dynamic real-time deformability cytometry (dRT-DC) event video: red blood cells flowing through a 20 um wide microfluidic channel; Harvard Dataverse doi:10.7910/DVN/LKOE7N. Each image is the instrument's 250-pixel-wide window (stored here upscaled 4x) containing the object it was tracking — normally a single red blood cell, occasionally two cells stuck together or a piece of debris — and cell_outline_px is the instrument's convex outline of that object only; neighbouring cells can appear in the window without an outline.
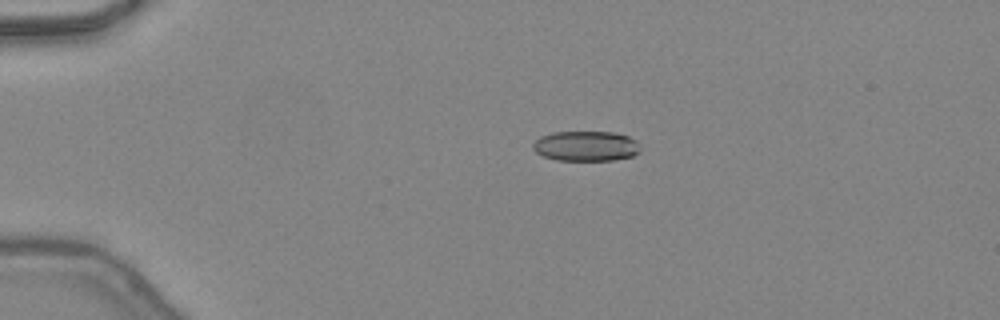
{"species": "common noctule bat (a hibernating species)", "species_latin": "Nyctalus noctula", "temperature_condition": "warm", "stored_images_in_passage": 41, "camera_frame_rate_fps": 3000, "um_per_image_px": 0.085, "animal": {"sex": "female", "body_mass_g": 24.6, "forearm_length_mm": 56.2}, "frame": {"image": 1, "passage_image": 5, "time_ms": 1.333, "image_size_px": [1000, 320], "cell_outline_px": [[640, 152], [632, 156], [612, 160], [556, 160], [544, 156], [536, 152], [532, 148], [532, 144], [540, 136], [552, 132], [612, 132], [628, 136], [636, 140], [640, 148]], "centroid_in_image_um": [49.8, 12.41], "position_along_channel_um": 35.2, "area_um2": 18.84}}
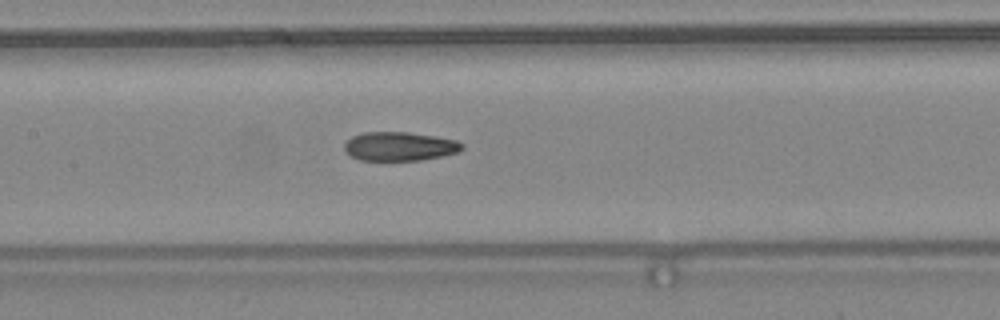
{"frame": {"image": 2, "passage_image": 18, "time_ms": 5.667, "image_size_px": [1000, 320], "cell_outline_px": [[464, 148], [456, 152], [440, 156], [420, 160], [360, 160], [352, 156], [344, 148], [344, 144], [352, 136], [364, 132], [408, 132], [436, 136], [456, 140], [464, 144]], "centroid_in_image_um": [33.97, 12.43], "position_along_channel_um": 173.4, "area_um2": 19.65}}
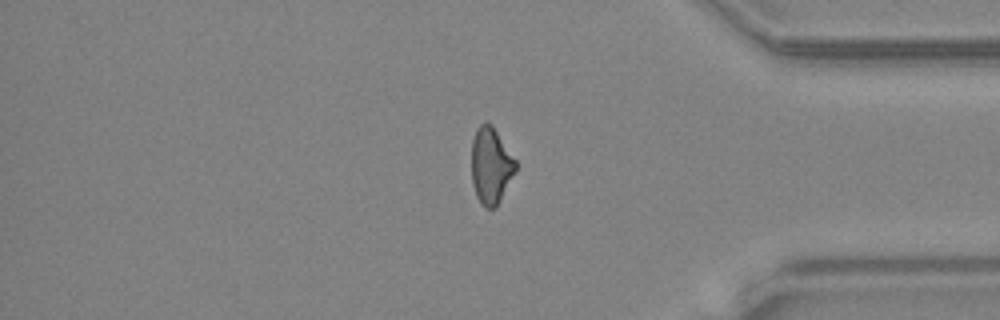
{"frame": {"image": 3, "passage_image": 34, "time_ms": 11.0, "image_size_px": [1000, 320], "cell_outline_px": [[516, 172], [496, 208], [484, 208], [480, 204], [476, 196], [472, 184], [472, 140], [476, 128], [484, 120], [488, 120], [492, 124], [516, 160]], "centroid_in_image_um": [41.72, 14.07], "position_along_channel_um": 393.5, "area_um2": 20.06}, "authors_computed_cell_mechanics": {"area_um2": 20.1722, "velocity_mm_per_s": 4.4901, "shape_relaxation_time_tau1_ms": 10.8005, "shape_relaxation_time_tau2_ms": 2.7651, "deformation_change_tau1": 0.2787, "deformation_change_tau2": 0.0982}}